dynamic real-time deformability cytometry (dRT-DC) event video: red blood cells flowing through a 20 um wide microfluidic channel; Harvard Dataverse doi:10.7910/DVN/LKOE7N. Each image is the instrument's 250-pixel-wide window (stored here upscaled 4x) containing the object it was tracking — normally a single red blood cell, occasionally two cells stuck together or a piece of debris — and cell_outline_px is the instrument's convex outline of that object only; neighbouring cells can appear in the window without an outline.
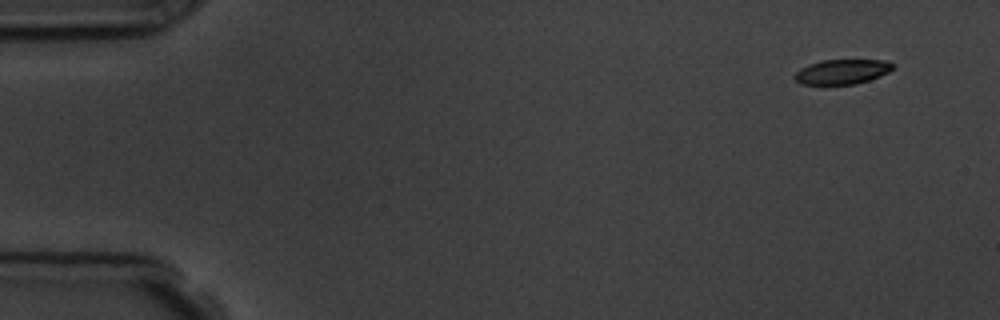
{"species": "common noctule bat (a hibernating species)", "species_latin": "Nyctalus noctula", "temperature_condition": "room temperature", "stored_images_in_passage": 4, "camera_frame_rate_fps": 3000, "um_per_image_px": 0.085, "animal": {"sex": "male", "body_mass_g": 19.5, "forearm_length_mm": 54.6}, "frame": {"image": 1, "passage_image": 1, "time_ms": 0.0, "image_size_px": [1000, 320], "cell_outline_px": [[896, 64], [888, 72], [880, 76], [856, 84], [800, 84], [792, 76], [800, 68], [808, 64], [824, 60], [888, 60]], "centroid_in_image_um": [71.58, 6.09], "position_along_channel_um": 13.4, "area_um2": 14.22}}
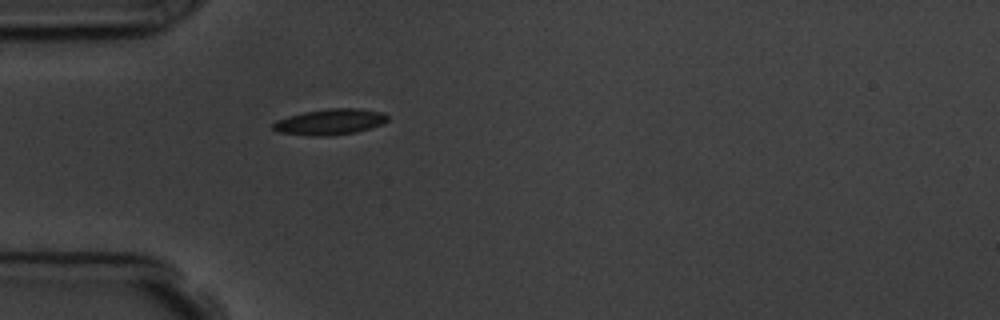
{"frame": {"image": 2, "passage_image": 4, "time_ms": 4.333, "image_size_px": [1000, 320], "cell_outline_px": [[388, 120], [384, 124], [356, 132], [320, 136], [312, 136], [276, 132], [272, 128], [272, 124], [276, 120], [288, 116], [304, 112], [328, 108], [356, 108], [384, 112], [388, 116]], "centroid_in_image_um": [28.05, 10.35], "position_along_channel_um": 56.9, "area_um2": 17.34}}